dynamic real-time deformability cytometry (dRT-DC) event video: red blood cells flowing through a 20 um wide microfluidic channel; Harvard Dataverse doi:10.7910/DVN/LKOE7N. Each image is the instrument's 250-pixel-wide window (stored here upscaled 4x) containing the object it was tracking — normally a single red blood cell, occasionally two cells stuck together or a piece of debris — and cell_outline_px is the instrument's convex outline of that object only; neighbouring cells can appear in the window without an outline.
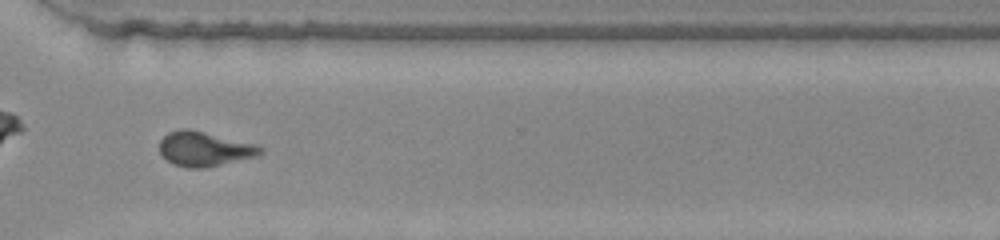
{"species": "common noctule bat (a hibernating species)", "species_latin": "Nyctalus noctula", "temperature_condition": "warm", "stored_images_in_passage": 49, "camera_frame_rate_fps": 3000, "um_per_image_px": 0.085, "animal": {"sex": "female", "body_mass_g": 22.0, "forearm_length_mm": 56.7}, "frame": {"image": 1, "passage_image": 35, "time_ms": 11.333, "image_size_px": [1000, 240], "cell_outline_px": [[264, 152], [256, 156], [204, 168], [188, 168], [172, 164], [160, 152], [160, 140], [168, 132], [184, 128], [188, 128], [252, 144], [264, 148]], "centroid_in_image_um": [17.34, 12.66], "position_along_channel_um": 353.3, "area_um2": 19.94}}